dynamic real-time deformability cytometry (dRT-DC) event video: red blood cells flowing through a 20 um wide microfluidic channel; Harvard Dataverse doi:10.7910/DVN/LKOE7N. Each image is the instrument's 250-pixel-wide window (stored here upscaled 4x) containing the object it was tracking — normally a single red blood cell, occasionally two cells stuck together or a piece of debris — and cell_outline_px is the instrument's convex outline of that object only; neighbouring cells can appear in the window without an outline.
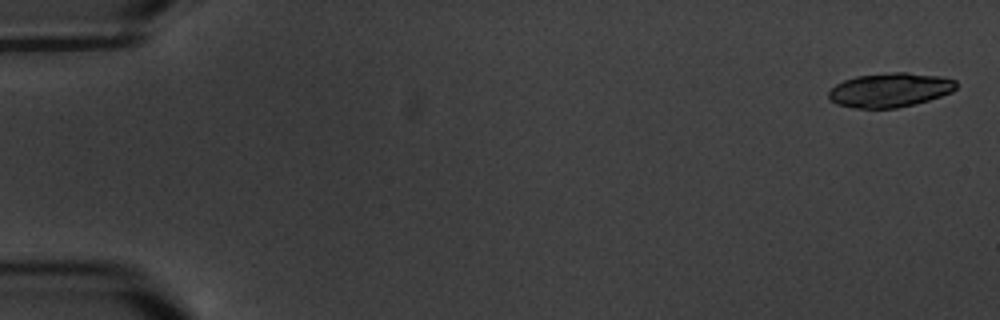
{"species": "common noctule bat (a hibernating species)", "species_latin": "Nyctalus noctula", "temperature_condition": "warm", "stored_images_in_passage": 6, "segment_of_instrument_passage": [1, 2], "camera_frame_rate_fps": 3000, "um_per_image_px": 0.085, "animal": {"sex": "male", "body_mass_g": 20.1, "forearm_length_mm": 53.5}, "frame": {"image": 1, "passage_image": 1, "time_ms": 0.0, "image_size_px": [1000, 320], "cell_outline_px": [[956, 88], [952, 92], [928, 100], [896, 108], [852, 108], [836, 104], [828, 100], [828, 92], [836, 84], [844, 80], [856, 76], [892, 72], [908, 72], [940, 76], [956, 80]], "centroid_in_image_um": [75.61, 7.65], "position_along_channel_um": 9.4, "area_um2": 25.49}}